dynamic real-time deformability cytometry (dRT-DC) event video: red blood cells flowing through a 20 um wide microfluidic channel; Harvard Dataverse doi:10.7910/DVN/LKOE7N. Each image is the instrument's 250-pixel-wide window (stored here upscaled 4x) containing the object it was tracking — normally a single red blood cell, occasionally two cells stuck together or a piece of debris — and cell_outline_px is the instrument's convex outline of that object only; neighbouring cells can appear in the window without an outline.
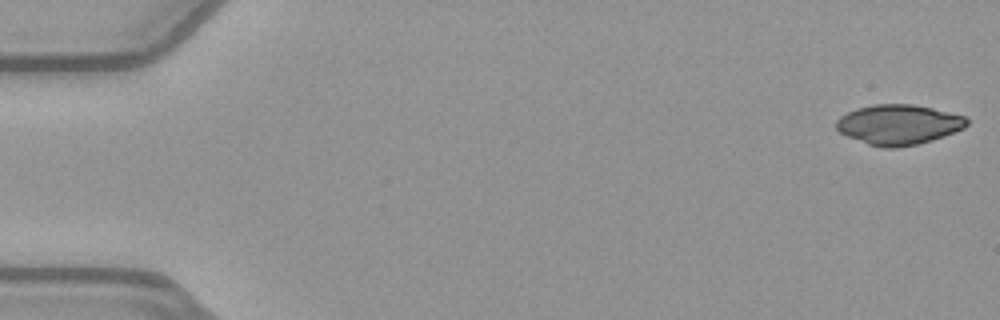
{"species": "common noctule bat (a hibernating species)", "species_latin": "Nyctalus noctula", "temperature_condition": "warm", "stored_images_in_passage": 51, "camera_frame_rate_fps": 3000, "um_per_image_px": 0.085, "animal": {"sex": "female", "body_mass_g": 21.9}, "frame": {"image": 1, "passage_image": 1, "time_ms": 0.0, "image_size_px": [1000, 320], "cell_outline_px": [[968, 124], [964, 128], [944, 136], [932, 140], [916, 144], [896, 148], [880, 148], [868, 144], [848, 136], [840, 132], [836, 128], [836, 120], [840, 116], [856, 108], [872, 104], [912, 104], [932, 108], [964, 116], [968, 120]], "centroid_in_image_um": [76.36, 10.59], "position_along_channel_um": 8.6, "area_um2": 30.4}}